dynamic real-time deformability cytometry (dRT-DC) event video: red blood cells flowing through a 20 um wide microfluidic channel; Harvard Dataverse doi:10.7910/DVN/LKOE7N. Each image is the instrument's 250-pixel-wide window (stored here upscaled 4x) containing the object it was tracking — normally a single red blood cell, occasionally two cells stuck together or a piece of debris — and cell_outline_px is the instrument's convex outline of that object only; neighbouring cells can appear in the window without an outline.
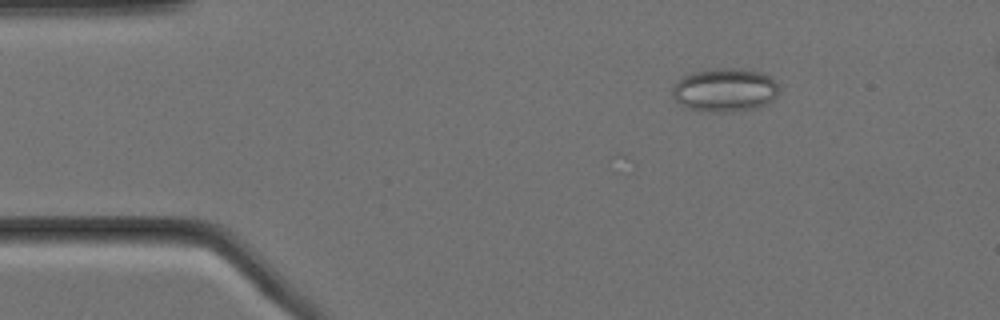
{"species": "Egyptian fruit bat (a non-hibernating species)", "species_latin": "Rousettus aegyptiacus", "temperature_condition": "cold", "stored_images_in_passage": 16, "camera_frame_rate_fps": 3000, "um_per_image_px": 0.085, "animal": {"sex": "female"}, "frame": {"image": 1, "passage_image": 2, "time_ms": 0.333, "image_size_px": [1000, 320], "cell_outline_px": [[780, 88], [776, 96], [768, 104], [756, 108], [732, 112], [708, 112], [688, 108], [680, 104], [672, 96], [672, 84], [680, 76], [692, 72], [716, 68], [732, 68], [760, 72], [776, 80]], "centroid_in_image_um": [61.59, 7.65], "position_along_channel_um": 23.4, "area_um2": 27.51}}